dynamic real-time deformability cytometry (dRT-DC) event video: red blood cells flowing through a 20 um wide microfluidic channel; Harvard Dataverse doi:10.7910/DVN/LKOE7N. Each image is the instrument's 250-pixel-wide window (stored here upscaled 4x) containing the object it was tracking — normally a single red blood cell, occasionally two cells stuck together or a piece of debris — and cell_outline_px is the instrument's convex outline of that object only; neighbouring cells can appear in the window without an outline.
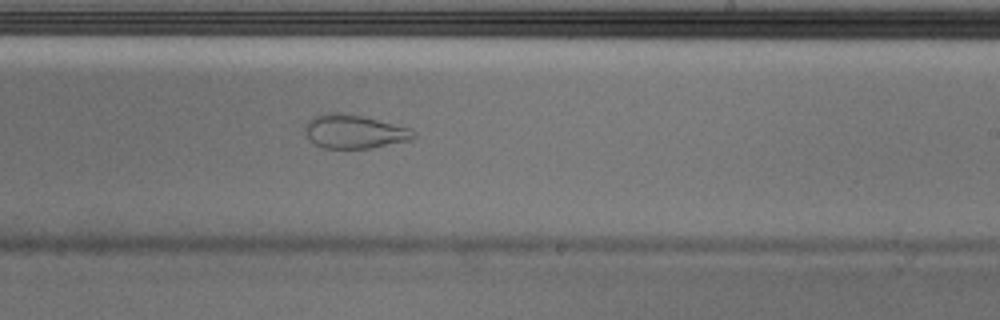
{"species": "Egyptian fruit bat (a non-hibernating species)", "species_latin": "Rousettus aegyptiacus", "temperature_condition": "cold", "stored_images_in_passage": 53, "camera_frame_rate_fps": 3000, "um_per_image_px": 0.085, "animal": {"sex": "male"}, "frame": {"image": 1, "passage_image": 31, "time_ms": 10.0, "image_size_px": [1000, 320], "cell_outline_px": [[416, 136], [412, 140], [372, 148], [324, 148], [316, 144], [308, 136], [304, 128], [308, 120], [312, 116], [320, 112], [336, 112], [360, 116], [412, 128], [416, 132]], "centroid_in_image_um": [30.13, 11.17], "position_along_channel_um": 258.9, "area_um2": 21.39}, "authors_computed_cell_mechanics": {"area_um2": 28.4376, "velocity_mm_per_s": 3.6901, "shape_relaxation_time_tau1_ms": null, "shape_relaxation_time_tau2_ms": 1.672, "deformation_change_tau1": null, "deformation_change_tau2": 0.0815}}